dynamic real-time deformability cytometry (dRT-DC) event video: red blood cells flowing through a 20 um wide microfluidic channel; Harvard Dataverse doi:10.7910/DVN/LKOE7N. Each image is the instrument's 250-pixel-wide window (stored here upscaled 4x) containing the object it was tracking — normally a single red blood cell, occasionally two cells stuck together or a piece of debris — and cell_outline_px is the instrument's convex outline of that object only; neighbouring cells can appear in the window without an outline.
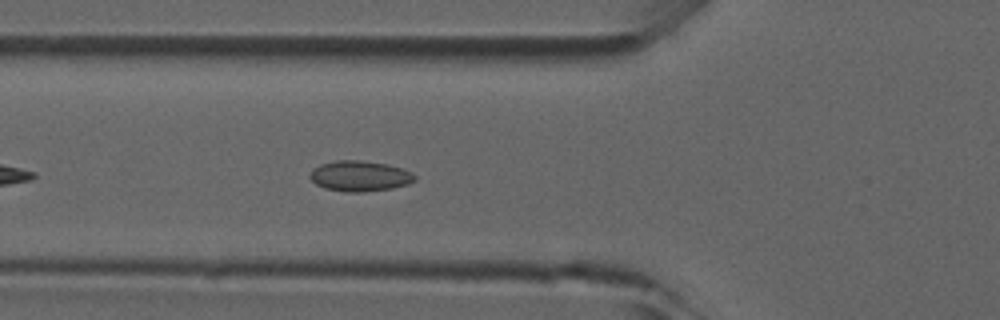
{"species": "common noctule bat (a hibernating species)", "species_latin": "Nyctalus noctula", "temperature_condition": "room temperature", "stored_images_in_passage": 31, "camera_frame_rate_fps": 3000, "um_per_image_px": 0.085, "animal": {"sex": "male", "forearm_length_mm": 52.5}, "frame": {"image": 1, "passage_image": 4, "time_ms": 1.0, "image_size_px": [1000, 320], "cell_outline_px": [[416, 180], [408, 184], [392, 188], [364, 192], [344, 192], [324, 188], [316, 184], [308, 176], [312, 168], [320, 164], [336, 160], [360, 160], [388, 164], [412, 172], [416, 176]], "centroid_in_image_um": [30.56, 14.96], "position_along_channel_um": 95.2, "area_um2": 18.84}}
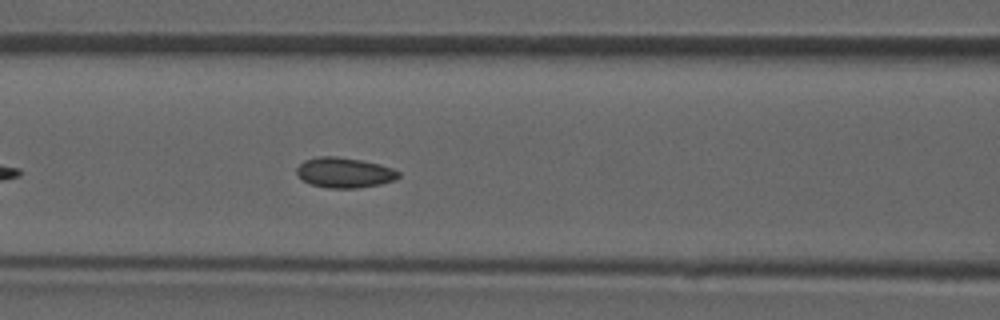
{"frame": {"image": 2, "passage_image": 7, "time_ms": 2.0, "image_size_px": [1000, 320], "cell_outline_px": [[400, 176], [396, 180], [380, 184], [356, 188], [328, 188], [308, 184], [296, 172], [296, 168], [304, 160], [320, 156], [336, 156], [360, 160], [380, 164], [392, 168], [400, 172]], "centroid_in_image_um": [29.28, 14.67], "position_along_channel_um": 137.3, "area_um2": 17.98}}